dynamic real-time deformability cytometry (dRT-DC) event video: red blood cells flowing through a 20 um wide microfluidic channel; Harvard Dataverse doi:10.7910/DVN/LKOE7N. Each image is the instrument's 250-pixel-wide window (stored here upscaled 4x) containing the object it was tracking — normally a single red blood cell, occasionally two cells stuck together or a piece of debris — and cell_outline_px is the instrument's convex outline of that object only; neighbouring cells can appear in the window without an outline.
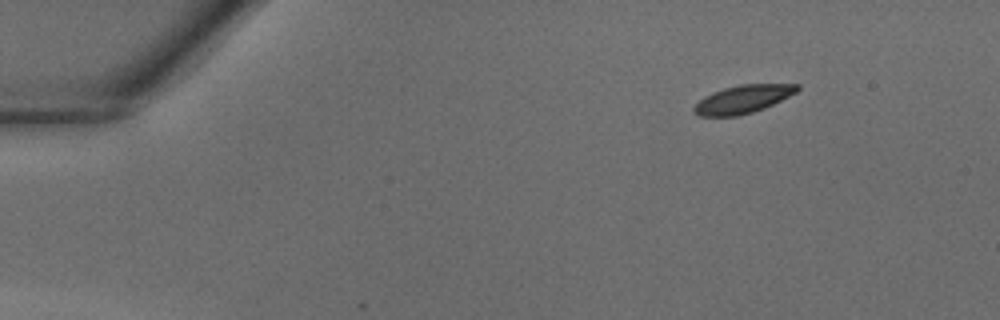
{"species": "common noctule bat (a hibernating species)", "species_latin": "Nyctalus noctula", "temperature_condition": "warm", "stored_images_in_passage": 37, "camera_frame_rate_fps": 3000, "um_per_image_px": 0.085, "animal": {"sex": "male", "body_mass_g": 18.8}, "frame": {"image": 1, "passage_image": 1, "time_ms": 0.0, "image_size_px": [1000, 320], "cell_outline_px": [[800, 88], [796, 92], [764, 108], [752, 112], [736, 116], [700, 116], [692, 112], [692, 108], [704, 96], [712, 92], [724, 88], [740, 84], [800, 84]], "centroid_in_image_um": [63.11, 8.43], "position_along_channel_um": 21.9, "area_um2": 16.76}}
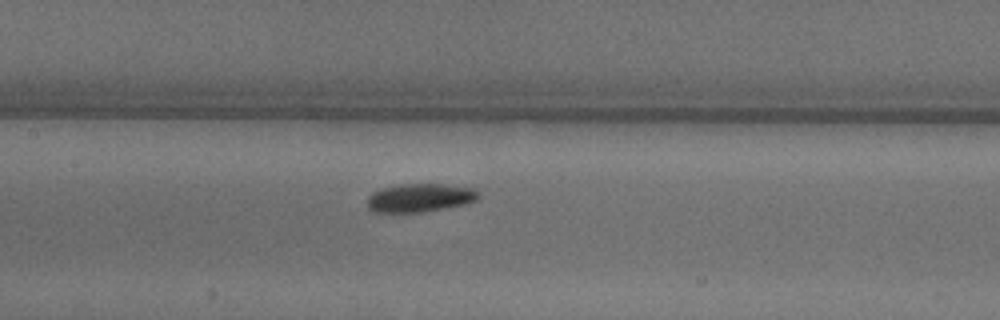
{"frame": {"image": 2, "passage_image": 16, "time_ms": 5.0, "image_size_px": [1000, 320], "cell_outline_px": [[480, 196], [476, 200], [464, 204], [424, 212], [372, 212], [368, 208], [368, 196], [372, 192], [380, 188], [400, 184], [440, 184], [472, 188]], "centroid_in_image_um": [35.63, 16.81], "position_along_channel_um": 171.8, "area_um2": 18.32}}
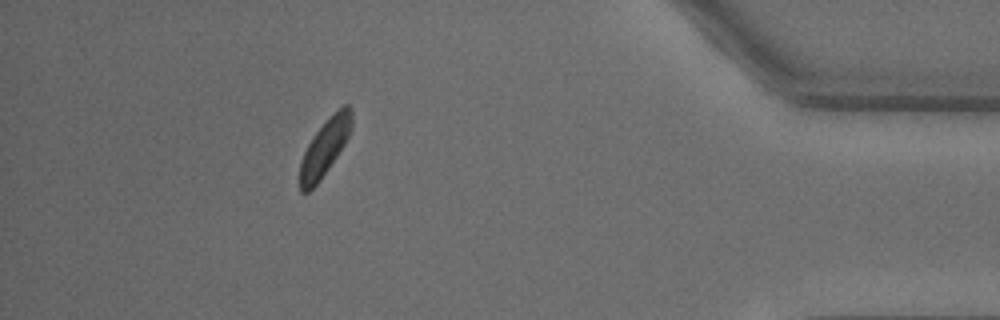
{"frame": {"image": 3, "passage_image": 33, "time_ms": 10.667, "image_size_px": [1000, 320], "cell_outline_px": [[352, 128], [344, 144], [320, 180], [308, 192], [300, 192], [300, 160], [312, 136], [344, 104], [348, 104], [352, 108]], "centroid_in_image_um": [27.6, 12.55], "position_along_channel_um": 407.6, "area_um2": 16.53}}